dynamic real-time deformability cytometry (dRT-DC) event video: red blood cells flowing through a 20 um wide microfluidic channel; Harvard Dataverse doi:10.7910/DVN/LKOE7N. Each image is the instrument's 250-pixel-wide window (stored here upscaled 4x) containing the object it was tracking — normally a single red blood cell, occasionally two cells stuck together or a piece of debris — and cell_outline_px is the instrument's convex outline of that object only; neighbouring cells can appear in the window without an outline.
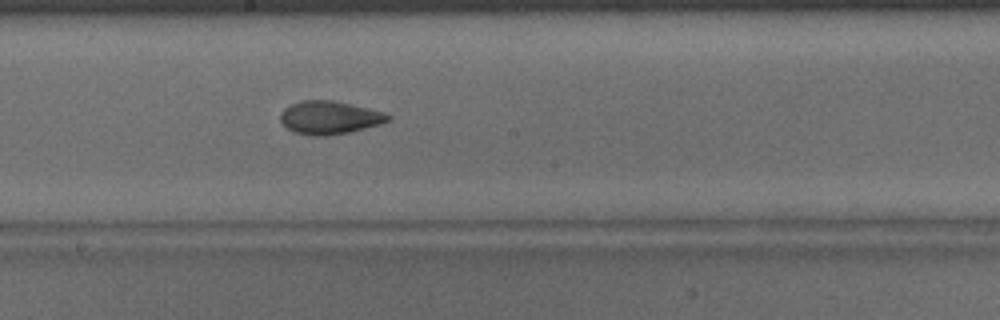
{"species": "common noctule bat (a hibernating species)", "species_latin": "Nyctalus noctula", "temperature_condition": "warm", "stored_images_in_passage": 35, "camera_frame_rate_fps": 3000, "um_per_image_px": 0.085, "animal": {"sex": "male", "body_mass_g": 15.6}, "frame": {"image": 1, "passage_image": 15, "time_ms": 4.667, "image_size_px": [1000, 320], "cell_outline_px": [[392, 116], [388, 120], [380, 124], [348, 132], [324, 136], [312, 136], [296, 132], [288, 128], [280, 120], [280, 112], [288, 104], [300, 100], [332, 100], [352, 104], [388, 112]], "centroid_in_image_um": [28.01, 9.97], "position_along_channel_um": 220.2, "area_um2": 20.92}}
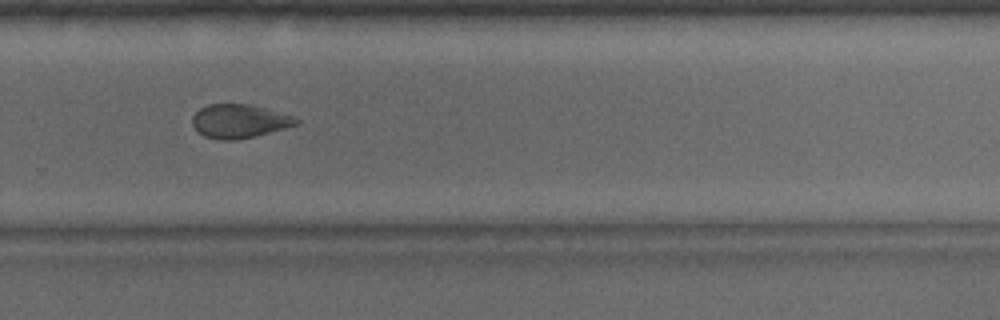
{"frame": {"image": 2, "passage_image": 22, "time_ms": 7.0, "image_size_px": [1000, 320], "cell_outline_px": [[300, 124], [256, 136], [236, 140], [220, 140], [204, 136], [196, 132], [192, 124], [192, 116], [200, 108], [208, 104], [252, 104], [296, 116], [300, 120]], "centroid_in_image_um": [20.36, 10.3], "position_along_channel_um": 309.4, "area_um2": 20.81}}
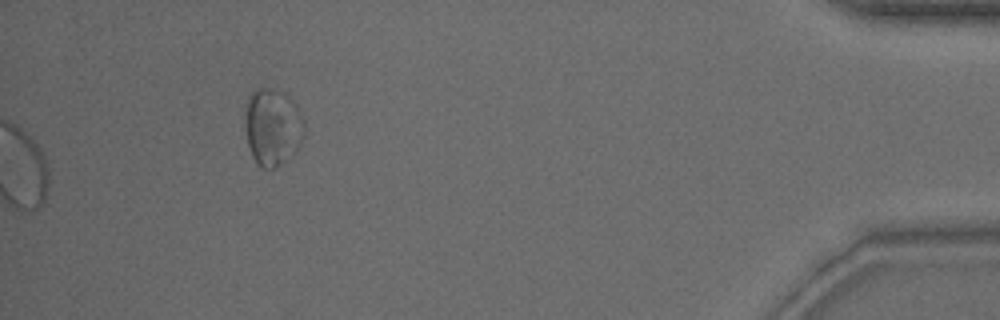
{"frame": {"image": 3, "passage_image": 35, "time_ms": 11.333, "image_size_px": [1000, 320], "cell_outline_px": [[304, 136], [300, 144], [284, 160], [272, 168], [264, 168], [256, 164], [252, 156], [248, 144], [244, 120], [244, 104], [248, 96], [256, 88], [272, 88], [284, 92], [296, 104], [304, 120]], "centroid_in_image_um": [23.13, 10.73], "position_along_channel_um": 412.1, "area_um2": 26.76}, "authors_computed_cell_mechanics": {"area_um2": 20.808, "velocity_mm_per_s": 3.8396, "shape_relaxation_time_tau1_ms": 4.0976, "shape_relaxation_time_tau2_ms": 3.1495, "deformation_change_tau1": 0.1177, "deformation_change_tau2": 0.0743}}